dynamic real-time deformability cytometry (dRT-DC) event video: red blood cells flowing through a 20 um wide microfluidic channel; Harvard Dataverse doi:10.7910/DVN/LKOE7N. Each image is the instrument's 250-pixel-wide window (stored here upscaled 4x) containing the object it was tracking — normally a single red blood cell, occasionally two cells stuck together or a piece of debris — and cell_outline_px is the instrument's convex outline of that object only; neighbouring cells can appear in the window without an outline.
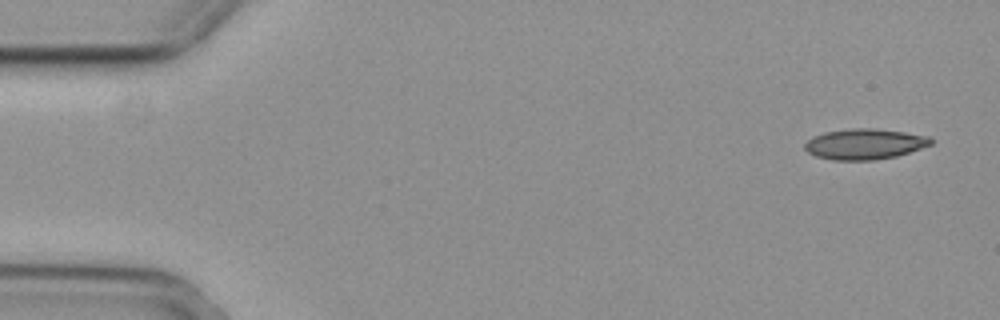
{"species": "common noctule bat (a hibernating species)", "species_latin": "Nyctalus noctula", "temperature_condition": "cold", "stored_images_in_passage": 54, "camera_frame_rate_fps": 3000, "um_per_image_px": 0.085, "animal": {"sex": "female", "body_mass_g": 29.2, "forearm_length_mm": 56.3}, "frame": {"image": 1, "passage_image": 1, "time_ms": 0.0, "image_size_px": [1000, 320], "cell_outline_px": [[932, 144], [896, 156], [876, 160], [832, 160], [816, 156], [808, 152], [804, 148], [804, 144], [812, 136], [824, 132], [852, 128], [876, 128], [904, 132], [928, 136], [932, 140]], "centroid_in_image_um": [73.46, 12.24], "position_along_channel_um": 11.5, "area_um2": 22.48}}
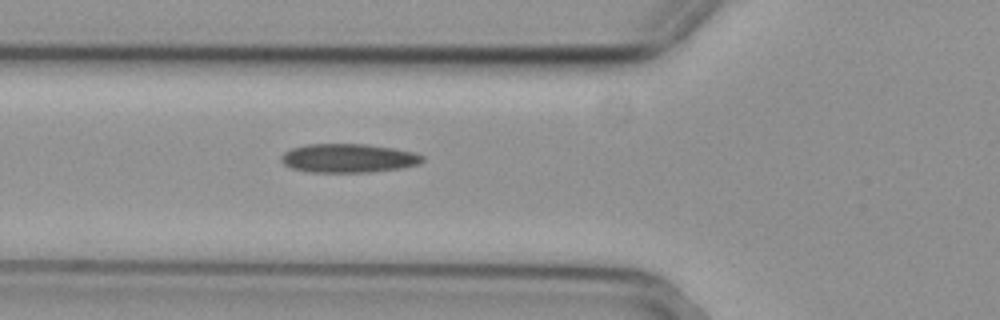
{"frame": {"image": 2, "passage_image": 18, "time_ms": 5.667, "image_size_px": [1000, 320], "cell_outline_px": [[424, 160], [420, 164], [400, 168], [368, 172], [308, 172], [292, 168], [284, 164], [280, 160], [280, 156], [284, 152], [292, 148], [304, 144], [364, 144], [392, 148], [412, 152], [424, 156]], "centroid_in_image_um": [29.58, 13.44], "position_along_channel_um": 96.2, "area_um2": 23.7}}
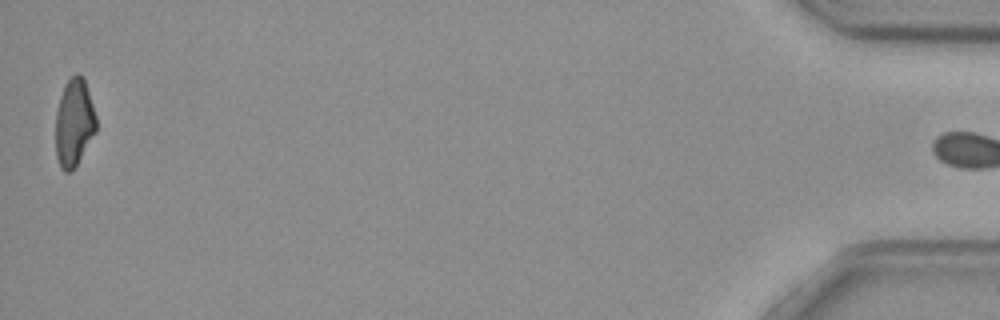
{"frame": {"image": 3, "passage_image": 53, "time_ms": 17.333, "image_size_px": [1000, 320], "cell_outline_px": [[96, 132], [72, 172], [64, 172], [60, 168], [56, 156], [56, 112], [60, 96], [64, 84], [76, 72], [84, 80], [96, 116]], "centroid_in_image_um": [6.28, 10.47], "position_along_channel_um": 428.9, "area_um2": 20.63}, "authors_computed_cell_mechanics": {"area_um2": 22.6865, "velocity_mm_per_s": 3.7101, "shape_relaxation_time_tau1_ms": 9.6046, "shape_relaxation_time_tau2_ms": null, "deformation_change_tau1": 0.1923, "deformation_change_tau2": null}}